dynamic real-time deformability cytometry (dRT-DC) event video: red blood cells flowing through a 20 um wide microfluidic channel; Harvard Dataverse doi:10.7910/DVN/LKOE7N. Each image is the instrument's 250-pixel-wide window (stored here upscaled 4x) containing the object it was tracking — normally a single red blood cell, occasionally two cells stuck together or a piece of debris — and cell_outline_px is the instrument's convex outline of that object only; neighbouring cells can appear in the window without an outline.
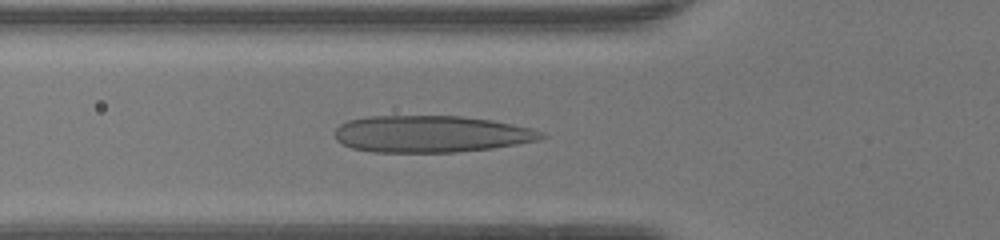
{"species": "human", "species_latin": "Homo sapiens", "temperature_condition": "warm", "stored_images_in_passage": 36, "camera_frame_rate_fps": 3000, "um_per_image_px": 0.085, "donor": {"sex": "female"}, "frame": {"image": 1, "passage_image": 8, "time_ms": 2.333, "image_size_px": [1000, 240], "cell_outline_px": [[548, 136], [536, 140], [516, 144], [492, 148], [456, 152], [372, 152], [352, 148], [336, 140], [336, 128], [340, 124], [348, 120], [368, 116], [460, 116], [492, 120], [532, 128], [544, 132]], "centroid_in_image_um": [36.64, 11.38], "position_along_channel_um": 89.2, "area_um2": 44.27}}
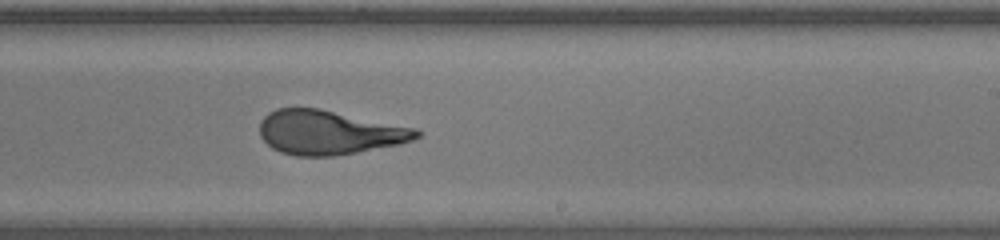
{"frame": {"image": 2, "passage_image": 20, "time_ms": 6.333, "image_size_px": [1000, 240], "cell_outline_px": [[424, 132], [420, 136], [412, 140], [400, 144], [336, 156], [296, 156], [280, 152], [272, 148], [260, 136], [260, 120], [268, 112], [276, 108], [320, 108], [420, 128]], "centroid_in_image_um": [28.02, 11.25], "position_along_channel_um": 261.0, "area_um2": 40.98}}
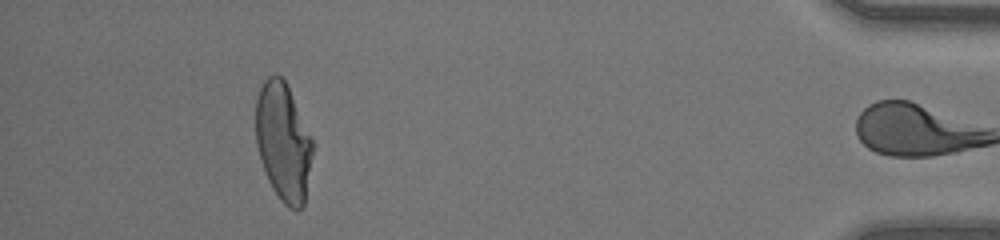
{"frame": {"image": 3, "passage_image": 35, "time_ms": 11.333, "image_size_px": [1000, 240], "cell_outline_px": [[312, 156], [304, 204], [296, 212], [288, 208], [280, 200], [272, 188], [268, 180], [260, 160], [256, 144], [256, 96], [264, 80], [268, 76], [280, 76], [284, 80], [288, 88], [312, 140]], "centroid_in_image_um": [24.05, 12.11], "position_along_channel_um": 411.2, "area_um2": 38.73}, "authors_computed_cell_mechanics": {"area_um2": 40.9802, "velocity_mm_per_s": 4.2989, "shape_relaxation_time_tau1_ms": null, "shape_relaxation_time_tau2_ms": 0.888, "deformation_change_tau1": null, "deformation_change_tau2": 0.0992}}